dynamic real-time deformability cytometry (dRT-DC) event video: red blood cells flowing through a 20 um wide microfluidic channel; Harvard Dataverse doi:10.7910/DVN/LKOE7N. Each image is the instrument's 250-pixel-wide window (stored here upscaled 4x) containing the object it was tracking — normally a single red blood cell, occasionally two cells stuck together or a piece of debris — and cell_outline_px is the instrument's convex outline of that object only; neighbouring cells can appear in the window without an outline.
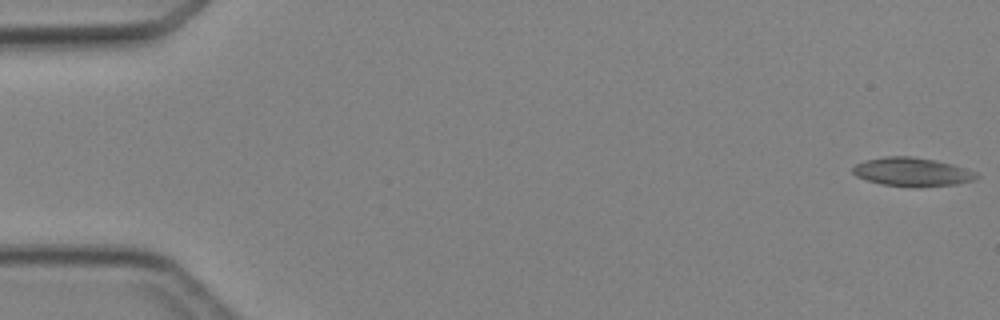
{"species": "Egyptian fruit bat (a non-hibernating species)", "species_latin": "Rousettus aegyptiacus", "temperature_condition": "cold", "stored_images_in_passage": 6, "camera_frame_rate_fps": 3000, "um_per_image_px": 0.085, "animal": {"sex": "female"}, "frame": {"image": 1, "passage_image": 1, "time_ms": 0.0, "image_size_px": [1000, 320], "cell_outline_px": [[980, 176], [976, 180], [956, 184], [920, 188], [916, 188], [880, 184], [856, 176], [852, 172], [852, 168], [856, 164], [868, 160], [884, 156], [912, 156], [936, 160], [952, 164], [976, 172]], "centroid_in_image_um": [77.56, 14.63], "position_along_channel_um": 7.4, "area_um2": 20.92}}
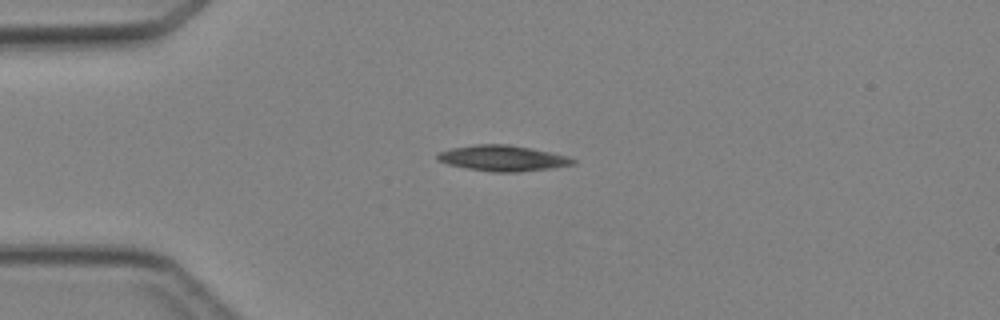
{"frame": {"image": 2, "passage_image": 4, "time_ms": 3.667, "image_size_px": [1000, 320], "cell_outline_px": [[576, 164], [552, 168], [516, 172], [492, 172], [468, 168], [448, 164], [436, 160], [436, 156], [440, 152], [452, 148], [476, 144], [508, 144], [532, 148], [572, 156], [576, 160]], "centroid_in_image_um": [42.8, 13.44], "position_along_channel_um": 42.2, "area_um2": 20.46}}
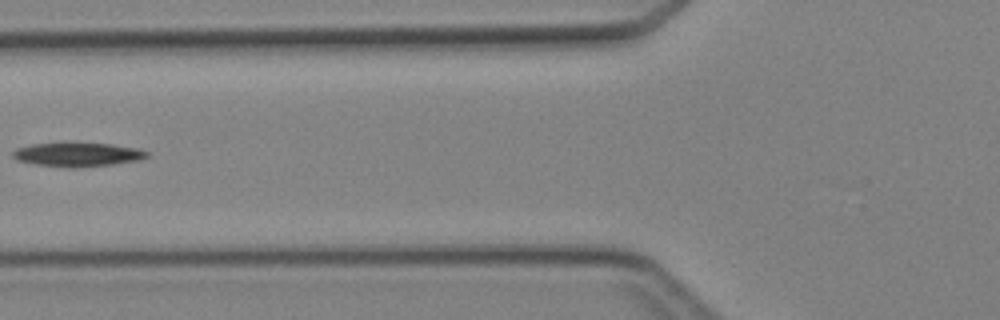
{"frame": {"image": 3, "passage_image": 6, "time_ms": 6.0, "image_size_px": [1000, 320], "cell_outline_px": [[148, 156], [136, 160], [112, 164], [72, 168], [68, 168], [36, 164], [16, 160], [12, 156], [12, 152], [16, 148], [32, 144], [68, 140], [72, 140], [112, 144], [136, 148], [148, 152]], "centroid_in_image_um": [6.52, 13.08], "position_along_channel_um": 119.3, "area_um2": 19.42}}